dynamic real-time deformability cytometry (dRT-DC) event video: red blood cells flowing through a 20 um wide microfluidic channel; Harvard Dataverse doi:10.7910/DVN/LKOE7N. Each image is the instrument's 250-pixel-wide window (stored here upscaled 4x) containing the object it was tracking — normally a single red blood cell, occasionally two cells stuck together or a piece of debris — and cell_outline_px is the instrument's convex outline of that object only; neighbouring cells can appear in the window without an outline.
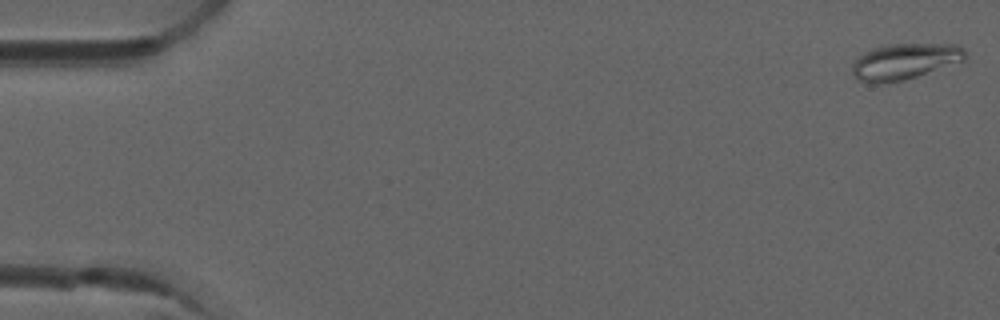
{"species": "common noctule bat (a hibernating species)", "species_latin": "Nyctalus noctula", "temperature_condition": "room temperature", "stored_images_in_passage": 7, "camera_frame_rate_fps": 3000, "um_per_image_px": 0.085, "animal": {"sex": "male", "forearm_length_mm": 52.5}, "frame": {"image": 1, "passage_image": 1, "time_ms": 0.0, "image_size_px": [1000, 320], "cell_outline_px": [[964, 60], [904, 80], [876, 84], [868, 84], [860, 80], [852, 72], [852, 64], [864, 52], [872, 48], [888, 44], [956, 44], [964, 48]], "centroid_in_image_um": [76.86, 5.22], "position_along_channel_um": 8.1, "area_um2": 23.41}}
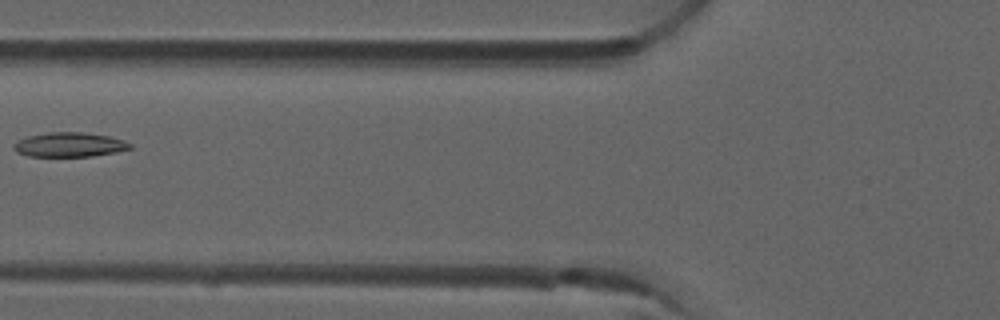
{"frame": {"image": 2, "passage_image": 6, "time_ms": 1.667, "image_size_px": [1000, 320], "cell_outline_px": [[132, 148], [116, 152], [92, 156], [28, 156], [16, 152], [12, 148], [12, 144], [16, 140], [28, 136], [48, 132], [84, 132], [108, 136], [124, 140], [132, 144]], "centroid_in_image_um": [5.87, 12.29], "position_along_channel_um": 119.9, "area_um2": 16.7}}
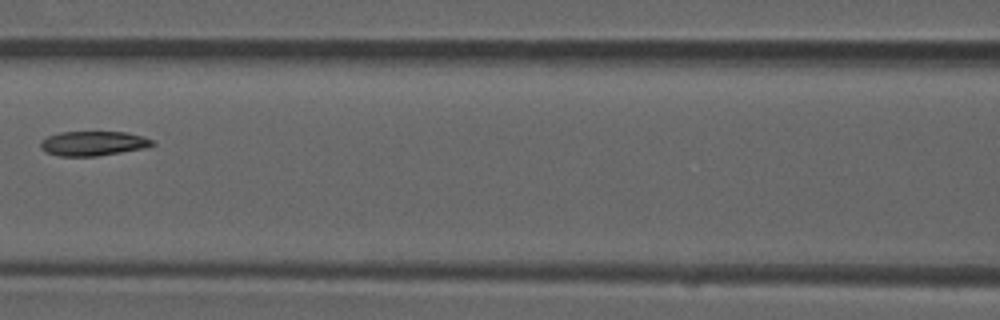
{"frame": {"image": 3, "passage_image": 7, "time_ms": 2.0, "image_size_px": [1000, 320], "cell_outline_px": [[156, 144], [144, 148], [96, 156], [60, 156], [44, 152], [40, 148], [40, 140], [48, 136], [60, 132], [128, 132], [144, 136], [152, 140]], "centroid_in_image_um": [7.89, 12.18], "position_along_channel_um": 158.7, "area_um2": 16.07}}